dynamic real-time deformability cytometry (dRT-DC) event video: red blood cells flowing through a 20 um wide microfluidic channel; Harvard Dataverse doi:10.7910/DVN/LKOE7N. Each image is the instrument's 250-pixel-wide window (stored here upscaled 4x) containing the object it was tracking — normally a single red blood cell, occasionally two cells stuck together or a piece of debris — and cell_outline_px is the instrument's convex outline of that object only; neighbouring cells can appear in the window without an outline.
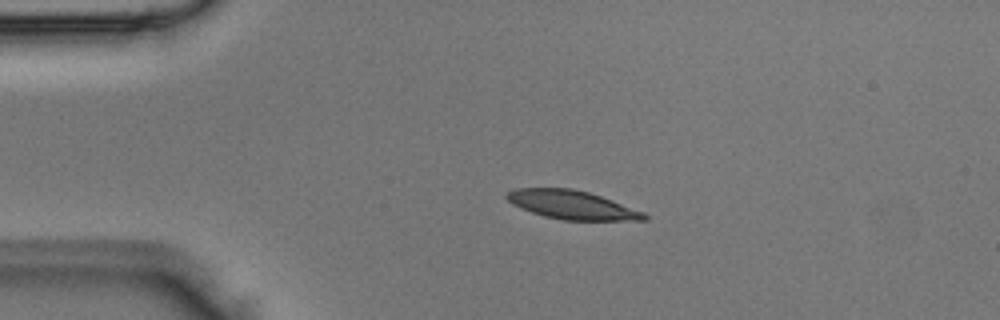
{"species": "Egyptian fruit bat (a non-hibernating species)", "species_latin": "Rousettus aegyptiacus", "temperature_condition": "room temperature", "stored_images_in_passage": 40, "camera_frame_rate_fps": 3000, "um_per_image_px": 0.085, "animal": {"sex": "male"}, "frame": {"image": 1, "passage_image": 1, "time_ms": 0.0, "image_size_px": [1000, 320], "cell_outline_px": [[648, 220], [564, 220], [544, 216], [520, 208], [512, 204], [504, 196], [508, 192], [516, 188], [572, 188], [588, 192], [612, 200], [644, 212], [648, 216]], "centroid_in_image_um": [48.6, 17.41], "position_along_channel_um": 36.4, "area_um2": 22.83}}
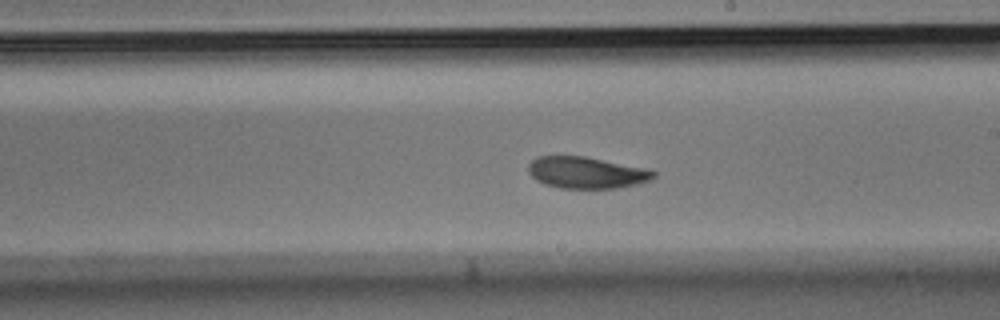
{"frame": {"image": 2, "passage_image": 19, "time_ms": 6.0, "image_size_px": [1000, 320], "cell_outline_px": [[656, 176], [648, 180], [636, 184], [616, 188], [560, 188], [544, 184], [536, 180], [528, 172], [528, 164], [536, 156], [584, 156], [644, 168], [656, 172]], "centroid_in_image_um": [49.79, 14.67], "position_along_channel_um": 239.2, "area_um2": 22.89}}
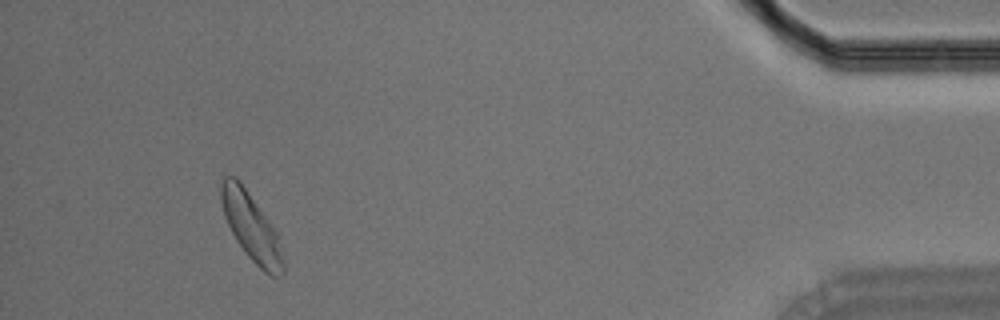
{"frame": {"image": 3, "passage_image": 37, "time_ms": 12.0, "image_size_px": [1000, 320], "cell_outline_px": [[284, 272], [280, 276], [272, 276], [264, 272], [244, 252], [236, 240], [224, 216], [220, 200], [220, 184], [224, 176], [236, 176], [240, 180], [280, 236], [284, 260]], "centroid_in_image_um": [21.37, 19.29], "position_along_channel_um": 413.8, "area_um2": 24.68}}